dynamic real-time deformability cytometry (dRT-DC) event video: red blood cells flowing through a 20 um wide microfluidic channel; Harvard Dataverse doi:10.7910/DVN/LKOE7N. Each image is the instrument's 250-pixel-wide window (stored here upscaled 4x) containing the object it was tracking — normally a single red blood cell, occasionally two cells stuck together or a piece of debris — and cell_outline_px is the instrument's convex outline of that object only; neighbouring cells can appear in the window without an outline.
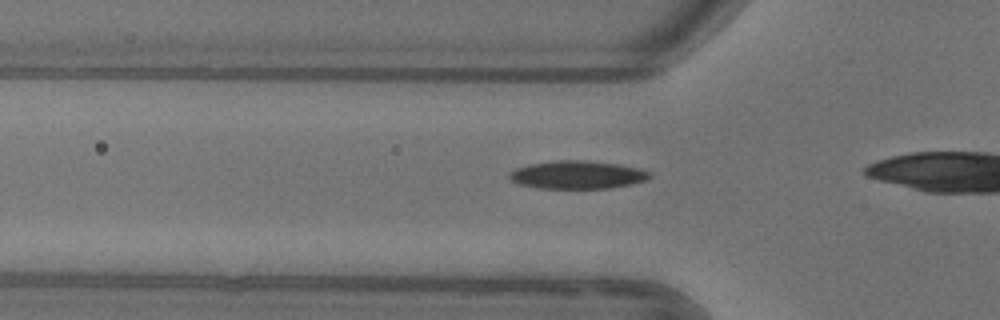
{"species": "common noctule bat (a hibernating species)", "species_latin": "Nyctalus noctula", "temperature_condition": "warm", "stored_images_in_passage": 33, "camera_frame_rate_fps": 3000, "um_per_image_px": 0.085, "animal": {"sex": "female"}, "frame": {"image": 1, "passage_image": 12, "time_ms": 3.667, "image_size_px": [1000, 320], "cell_outline_px": [[652, 176], [648, 180], [632, 184], [608, 188], [540, 188], [520, 184], [512, 180], [508, 176], [516, 168], [528, 164], [556, 160], [584, 160], [620, 164], [640, 168], [652, 172]], "centroid_in_image_um": [49.15, 14.85], "position_along_channel_um": 76.7, "area_um2": 23.0}}
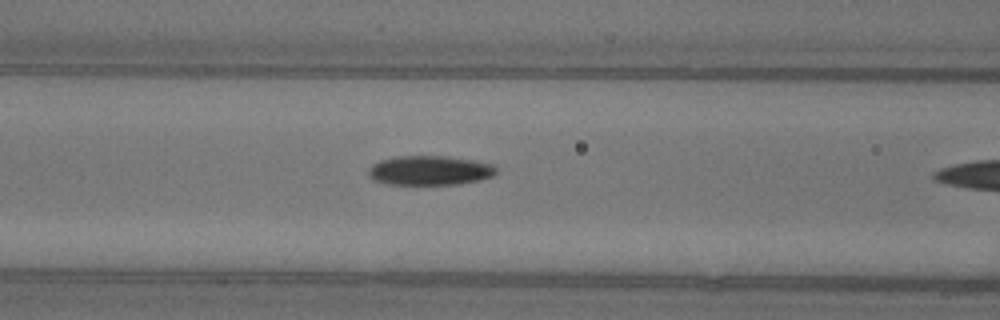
{"frame": {"image": 2, "passage_image": 16, "time_ms": 5.0, "image_size_px": [1000, 320], "cell_outline_px": [[496, 172], [492, 176], [480, 180], [460, 184], [388, 184], [376, 180], [368, 176], [368, 168], [372, 164], [380, 160], [396, 156], [448, 156], [496, 164]], "centroid_in_image_um": [36.54, 14.48], "position_along_channel_um": 130.1, "area_um2": 22.02}}